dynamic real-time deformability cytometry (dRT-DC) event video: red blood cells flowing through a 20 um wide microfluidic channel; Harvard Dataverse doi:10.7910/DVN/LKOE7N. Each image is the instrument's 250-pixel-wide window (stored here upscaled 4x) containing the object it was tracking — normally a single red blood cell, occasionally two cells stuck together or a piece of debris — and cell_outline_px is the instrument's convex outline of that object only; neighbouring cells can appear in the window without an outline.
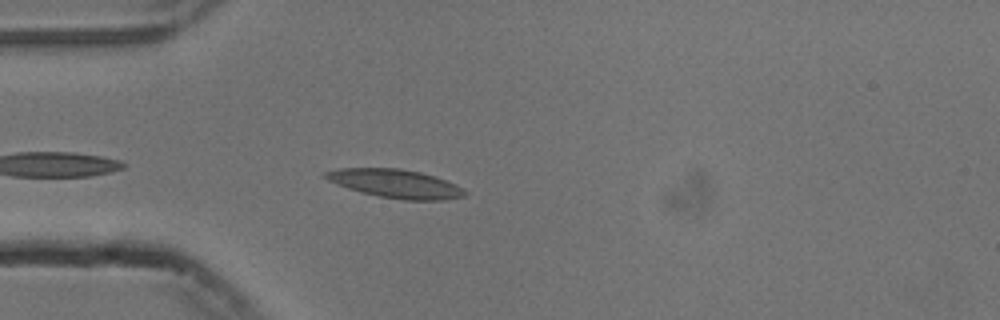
{"species": "common noctule bat (a hibernating species)", "species_latin": "Nyctalus noctula", "temperature_condition": "cold", "stored_images_in_passage": 40, "camera_frame_rate_fps": 3000, "um_per_image_px": 0.085, "animal": {"sex": "male", "body_mass_g": 13.3}, "frame": {"image": 1, "passage_image": 3, "time_ms": 0.667, "image_size_px": [1000, 320], "cell_outline_px": [[468, 192], [464, 196], [444, 200], [404, 200], [380, 196], [360, 192], [336, 184], [320, 176], [324, 172], [340, 168], [400, 168], [420, 172], [456, 184], [464, 188]], "centroid_in_image_um": [33.6, 15.61], "position_along_channel_um": 51.4, "area_um2": 23.18}}
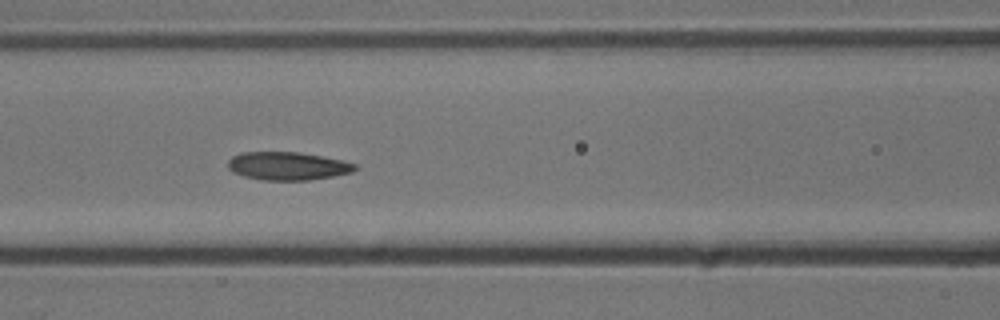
{"frame": {"image": 2, "passage_image": 11, "time_ms": 3.333, "image_size_px": [1000, 320], "cell_outline_px": [[356, 168], [352, 172], [332, 176], [308, 180], [260, 180], [244, 176], [232, 172], [228, 168], [228, 160], [232, 156], [240, 152], [300, 152], [340, 160], [356, 164]], "centroid_in_image_um": [24.39, 14.11], "position_along_channel_um": 142.2, "area_um2": 20.75}}
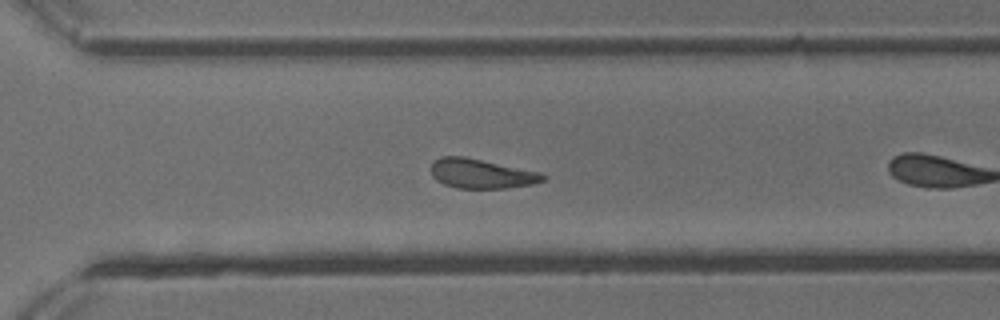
{"frame": {"image": 3, "passage_image": 23, "time_ms": 7.333, "image_size_px": [1000, 320], "cell_outline_px": [[548, 176], [544, 180], [532, 184], [504, 188], [456, 188], [444, 184], [436, 180], [432, 176], [432, 160], [440, 156], [464, 156], [540, 172]], "centroid_in_image_um": [40.89, 14.75], "position_along_channel_um": 329.7, "area_um2": 19.25}, "authors_computed_cell_mechanics": {"area_um2": 20.4901, "velocity_mm_per_s": 3.7524, "shape_relaxation_time_tau1_ms": 6.58, "shape_relaxation_time_tau2_ms": null, "deformation_change_tau1": 0.1355, "deformation_change_tau2": null}}